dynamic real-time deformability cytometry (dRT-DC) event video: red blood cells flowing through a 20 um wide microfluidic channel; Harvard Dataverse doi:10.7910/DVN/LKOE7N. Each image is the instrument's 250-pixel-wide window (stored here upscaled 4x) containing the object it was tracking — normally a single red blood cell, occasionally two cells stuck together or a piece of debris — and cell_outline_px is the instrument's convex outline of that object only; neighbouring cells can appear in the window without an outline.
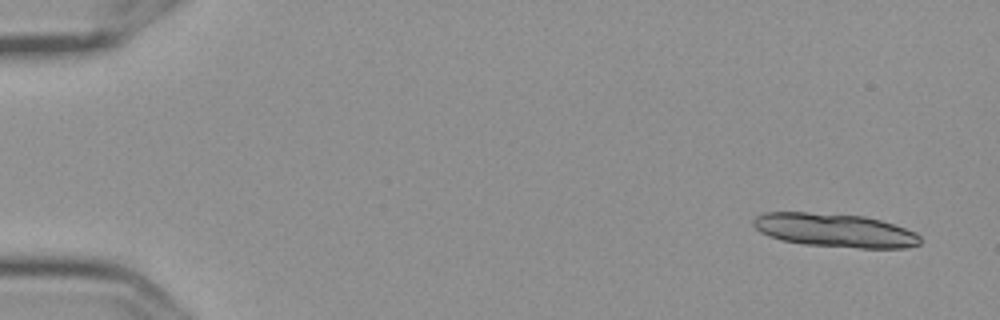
{"species": "Egyptian fruit bat (a non-hibernating species)", "species_latin": "Rousettus aegyptiacus", "temperature_condition": "cold", "stored_images_in_passage": 10, "camera_frame_rate_fps": 3000, "um_per_image_px": 0.085, "frame": {"image": 1, "passage_image": 1, "time_ms": 0.0, "image_size_px": [1000, 320], "cell_outline_px": [[920, 244], [908, 248], [860, 248], [804, 244], [780, 240], [768, 236], [760, 232], [752, 224], [752, 220], [756, 216], [764, 212], [808, 212], [864, 216], [880, 220], [916, 232], [920, 236]], "centroid_in_image_um": [70.94, 19.58], "position_along_channel_um": 14.1, "area_um2": 32.77}}
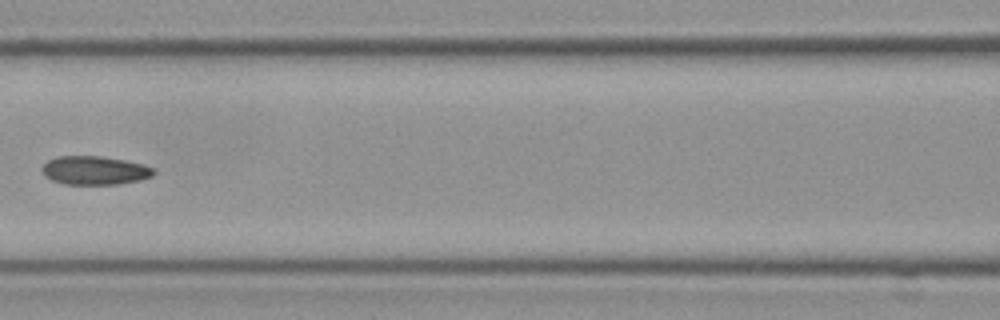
{"frame": {"image": 2, "passage_image": 7, "time_ms": 2.0, "image_size_px": [1000, 320], "cell_outline_px": [[156, 172], [152, 176], [140, 180], [116, 184], [64, 184], [52, 180], [44, 176], [40, 168], [48, 160], [56, 156], [100, 156], [124, 160], [144, 164], [152, 168]], "centroid_in_image_um": [8.02, 14.48], "position_along_channel_um": 158.6, "area_um2": 18.67}}
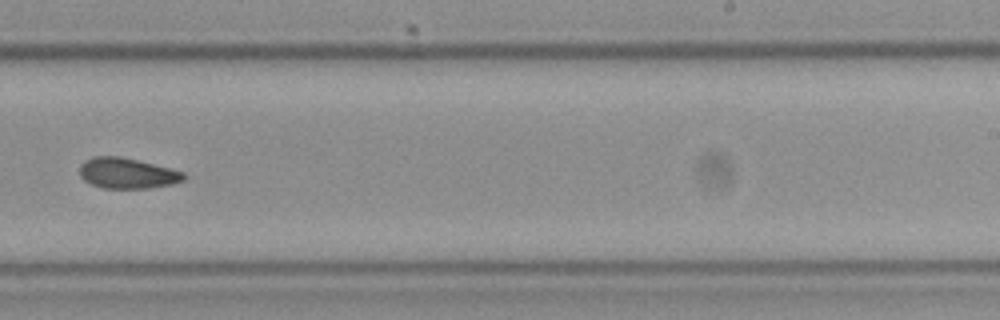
{"frame": {"image": 3, "passage_image": 10, "time_ms": 3.0, "image_size_px": [1000, 320], "cell_outline_px": [[184, 180], [172, 184], [148, 188], [104, 188], [92, 184], [84, 180], [80, 176], [80, 164], [84, 160], [92, 156], [116, 156], [136, 160], [184, 172]], "centroid_in_image_um": [10.76, 14.72], "position_along_channel_um": 278.2, "area_um2": 18.32}}